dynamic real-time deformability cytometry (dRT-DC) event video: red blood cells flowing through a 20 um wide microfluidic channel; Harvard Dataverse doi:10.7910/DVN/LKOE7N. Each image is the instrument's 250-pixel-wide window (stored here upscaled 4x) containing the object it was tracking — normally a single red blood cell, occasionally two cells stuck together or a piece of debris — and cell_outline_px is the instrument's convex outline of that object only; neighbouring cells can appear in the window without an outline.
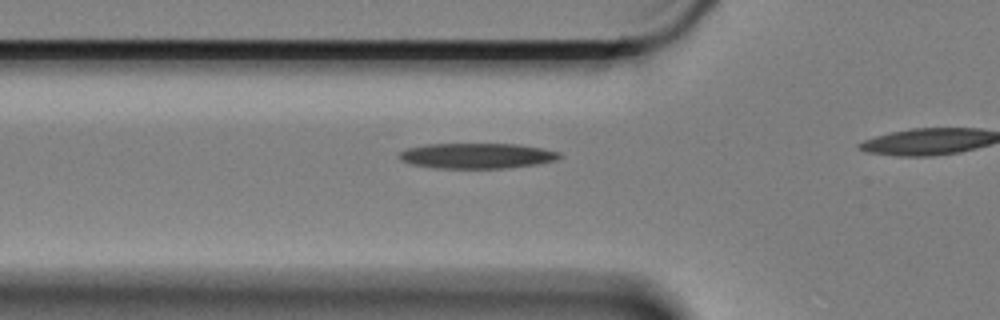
{"species": "Egyptian fruit bat (a non-hibernating species)", "species_latin": "Rousettus aegyptiacus", "temperature_condition": "cold", "stored_images_in_passage": 11, "camera_frame_rate_fps": 3000, "um_per_image_px": 0.085, "animal": {"sex": "female"}, "frame": {"image": 1, "passage_image": 2, "time_ms": 0.333, "image_size_px": [1000, 320], "cell_outline_px": [[560, 156], [556, 160], [536, 164], [508, 168], [436, 168], [412, 164], [400, 160], [400, 152], [404, 148], [428, 144], [516, 144], [540, 148], [560, 152]], "centroid_in_image_um": [40.5, 13.24], "position_along_channel_um": 85.3, "area_um2": 23.58}}
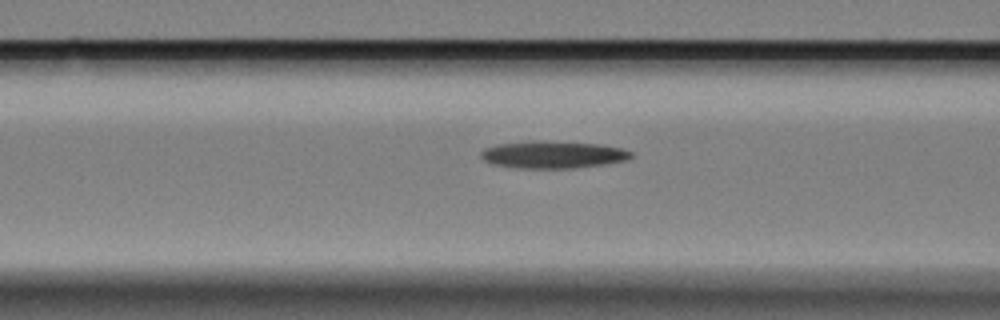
{"frame": {"image": 2, "passage_image": 5, "time_ms": 1.333, "image_size_px": [1000, 320], "cell_outline_px": [[632, 156], [628, 160], [608, 164], [572, 168], [516, 168], [492, 164], [484, 160], [480, 156], [480, 152], [484, 148], [500, 144], [532, 140], [600, 144], [620, 148], [632, 152]], "centroid_in_image_um": [46.99, 13.15], "position_along_channel_um": 119.6, "area_um2": 23.93}}
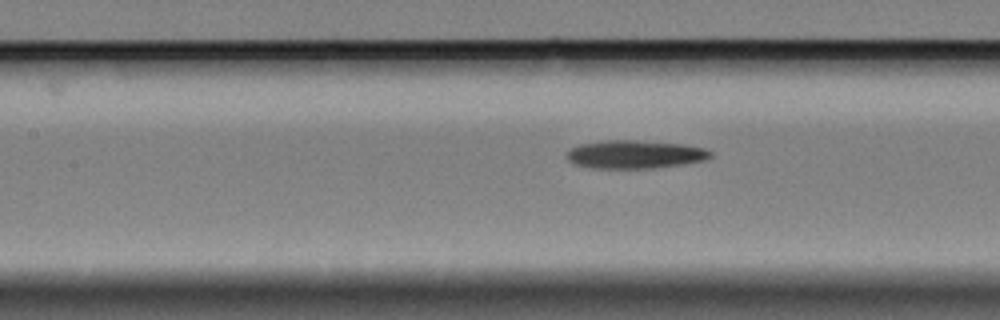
{"frame": {"image": 3, "passage_image": 8, "time_ms": 2.333, "image_size_px": [1000, 320], "cell_outline_px": [[712, 156], [708, 160], [684, 164], [652, 168], [592, 168], [572, 164], [564, 156], [572, 148], [580, 144], [604, 140], [636, 140], [684, 144], [704, 148], [712, 152]], "centroid_in_image_um": [53.97, 13.12], "position_along_channel_um": 153.4, "area_um2": 23.87}}